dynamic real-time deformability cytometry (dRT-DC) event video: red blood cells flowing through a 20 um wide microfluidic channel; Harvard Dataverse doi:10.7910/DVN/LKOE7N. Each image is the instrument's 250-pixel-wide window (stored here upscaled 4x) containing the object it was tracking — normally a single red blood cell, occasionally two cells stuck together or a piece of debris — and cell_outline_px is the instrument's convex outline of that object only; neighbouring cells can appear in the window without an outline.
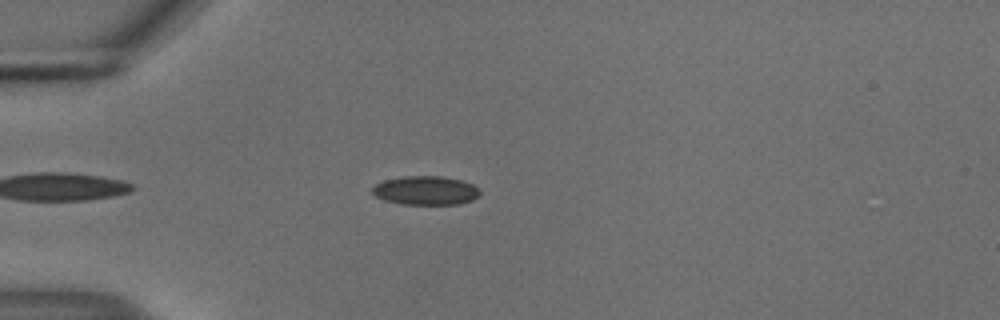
{"species": "common noctule bat (a hibernating species)", "species_latin": "Nyctalus noctula", "temperature_condition": "cold", "stored_images_in_passage": 46, "camera_frame_rate_fps": 3000, "um_per_image_px": 0.085, "animal": {"sex": "male", "body_mass_g": 18.8}, "frame": {"image": 1, "passage_image": 7, "time_ms": 2.0, "image_size_px": [1000, 320], "cell_outline_px": [[480, 196], [472, 200], [460, 204], [400, 204], [384, 200], [376, 196], [372, 192], [372, 188], [376, 184], [384, 180], [404, 176], [444, 176], [460, 180], [472, 184], [480, 188]], "centroid_in_image_um": [36.21, 16.19], "position_along_channel_um": 48.8, "area_um2": 18.21}}
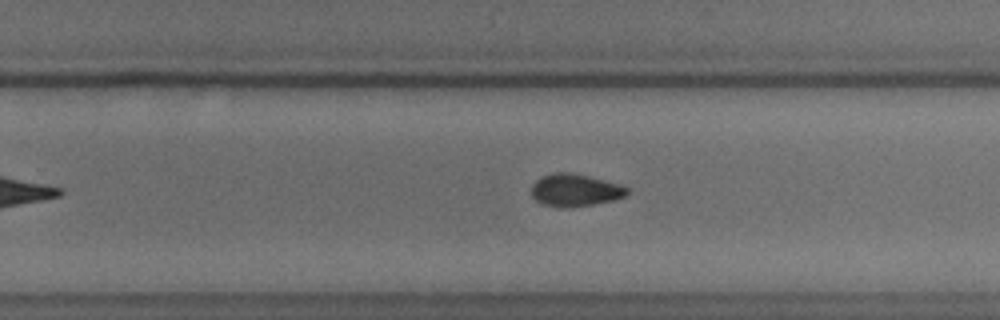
{"frame": {"image": 2, "passage_image": 27, "time_ms": 8.667, "image_size_px": [1000, 320], "cell_outline_px": [[628, 192], [624, 196], [612, 200], [592, 204], [560, 208], [540, 204], [532, 196], [532, 184], [540, 176], [556, 172], [568, 172], [588, 176], [620, 184], [628, 188]], "centroid_in_image_um": [48.83, 16.16], "position_along_channel_um": 281.0, "area_um2": 17.98}}
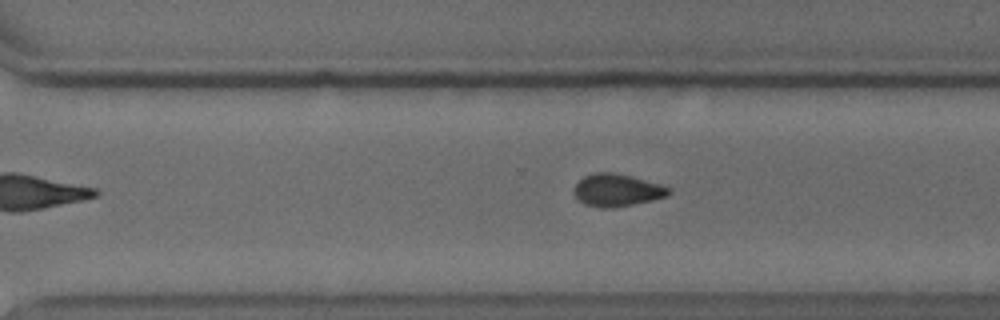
{"frame": {"image": 3, "passage_image": 30, "time_ms": 9.667, "image_size_px": [1000, 320], "cell_outline_px": [[672, 192], [668, 196], [652, 200], [612, 208], [600, 208], [584, 204], [572, 192], [572, 188], [584, 176], [592, 172], [616, 172], [632, 176], [672, 188]], "centroid_in_image_um": [52.43, 16.15], "position_along_channel_um": 318.2, "area_um2": 18.09}, "authors_computed_cell_mechanics": {"area_um2": 18.0625, "velocity_mm_per_s": 3.7358, "shape_relaxation_time_tau1_ms": 5.4832, "shape_relaxation_time_tau2_ms": 10.04, "deformation_change_tau1": 0.0959, "deformation_change_tau2": 0.1139}}